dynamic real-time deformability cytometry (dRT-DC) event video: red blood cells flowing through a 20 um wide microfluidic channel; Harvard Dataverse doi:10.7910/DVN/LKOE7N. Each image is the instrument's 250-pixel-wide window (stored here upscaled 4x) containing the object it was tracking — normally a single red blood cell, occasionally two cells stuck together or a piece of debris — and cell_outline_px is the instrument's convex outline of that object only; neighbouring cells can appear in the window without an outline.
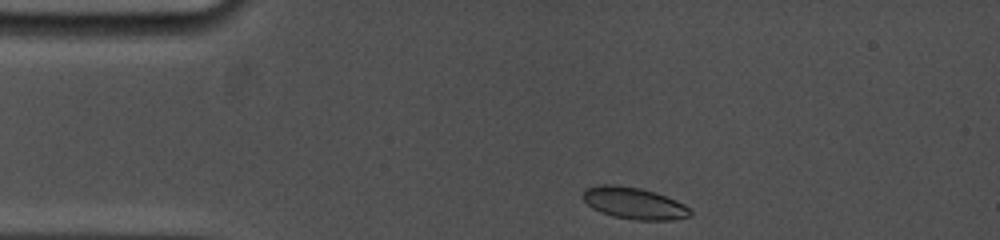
{"species": "common noctule bat (a hibernating species)", "species_latin": "Nyctalus noctula", "temperature_condition": "cold", "stored_images_in_passage": 4, "camera_frame_rate_fps": 5000, "um_per_image_px": 0.085, "animal": {"sex": "female", "body_mass_g": 19.0, "forearm_length_mm": 53.3}, "frame": {"image": 1, "passage_image": 1, "time_ms": 0.0, "image_size_px": [1000, 240], "cell_outline_px": [[692, 216], [672, 220], [632, 220], [612, 216], [600, 212], [592, 208], [584, 200], [584, 188], [600, 184], [612, 184], [640, 188], [656, 192], [676, 200], [692, 208]], "centroid_in_image_um": [53.93, 17.28], "position_along_channel_um": 31.1, "area_um2": 20.11}}
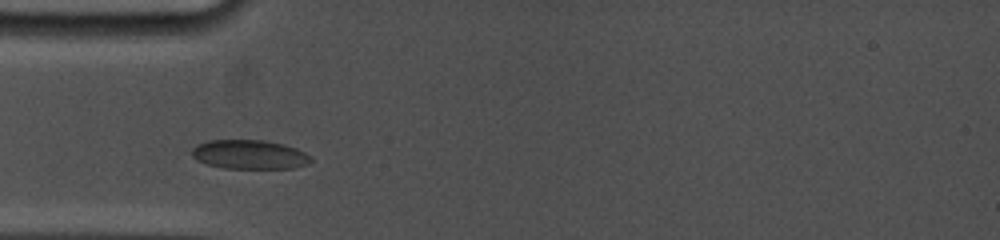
{"frame": {"image": 2, "passage_image": 3, "time_ms": 2.0, "image_size_px": [1000, 240], "cell_outline_px": [[312, 160], [308, 164], [292, 168], [224, 168], [208, 164], [196, 160], [192, 156], [192, 148], [196, 144], [208, 140], [264, 140], [284, 144], [296, 148], [312, 156]], "centroid_in_image_um": [21.2, 13.12], "position_along_channel_um": 63.8, "area_um2": 20.29}}
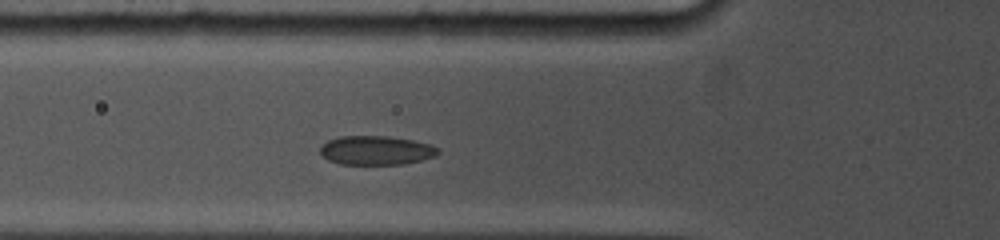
{"frame": {"image": 3, "passage_image": 4, "time_ms": 2.8, "image_size_px": [1000, 240], "cell_outline_px": [[440, 152], [436, 156], [404, 164], [340, 164], [328, 160], [320, 156], [320, 148], [328, 140], [340, 136], [388, 136], [412, 140], [428, 144], [440, 148]], "centroid_in_image_um": [31.96, 12.78], "position_along_channel_um": 93.8, "area_um2": 20.0}}